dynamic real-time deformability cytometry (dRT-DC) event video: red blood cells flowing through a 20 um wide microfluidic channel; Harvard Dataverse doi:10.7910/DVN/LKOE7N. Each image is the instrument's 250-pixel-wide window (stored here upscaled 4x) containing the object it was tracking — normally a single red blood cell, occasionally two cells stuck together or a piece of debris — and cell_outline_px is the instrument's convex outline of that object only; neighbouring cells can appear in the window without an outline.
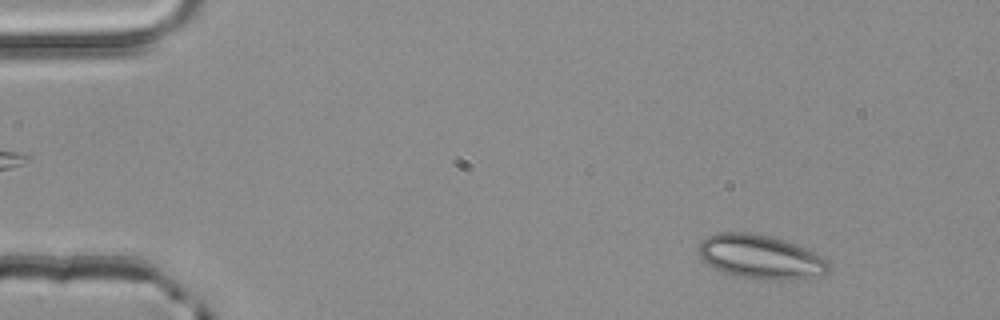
{"species": "common noctule bat (a hibernating species)", "species_latin": "Nyctalus noctula", "temperature_condition": "room temperature", "stored_images_in_passage": 3, "camera_frame_rate_fps": 3000, "um_per_image_px": 0.085, "animal": {"sex": "male", "body_mass_g": 20.4}, "frame": {"image": 1, "passage_image": 1, "time_ms": 0.0, "image_size_px": [1000, 320], "cell_outline_px": [[828, 272], [788, 280], [780, 280], [740, 276], [724, 272], [716, 268], [704, 260], [700, 256], [700, 244], [708, 236], [716, 232], [748, 232], [772, 236], [796, 244], [828, 260]], "centroid_in_image_um": [64.63, 21.8], "position_along_channel_um": 20.4, "area_um2": 32.43}}